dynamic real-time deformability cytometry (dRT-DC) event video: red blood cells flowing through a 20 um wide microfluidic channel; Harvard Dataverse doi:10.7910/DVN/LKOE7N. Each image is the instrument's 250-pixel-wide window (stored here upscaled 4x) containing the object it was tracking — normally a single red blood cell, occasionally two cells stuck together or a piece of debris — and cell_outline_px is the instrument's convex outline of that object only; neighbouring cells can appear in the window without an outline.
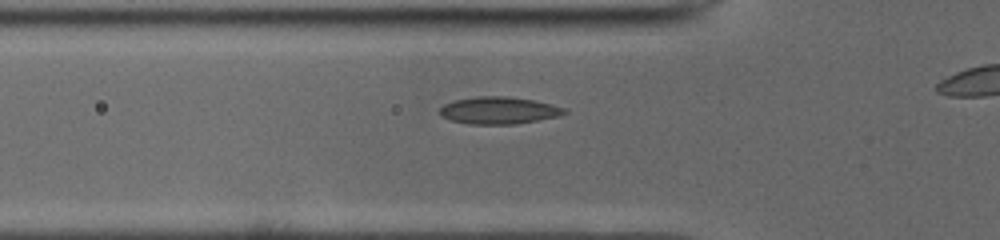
{"species": "common noctule bat (a hibernating species)", "species_latin": "Nyctalus noctula", "temperature_condition": "cold", "stored_images_in_passage": 13, "camera_frame_rate_fps": 3000, "um_per_image_px": 0.085, "animal": {"sex": "male", "body_mass_g": 19.0, "forearm_length_mm": 50.8}, "frame": {"image": 1, "passage_image": 8, "time_ms": 2.333, "image_size_px": [1000, 240], "cell_outline_px": [[568, 112], [560, 116], [512, 124], [472, 124], [452, 120], [444, 116], [440, 112], [440, 108], [444, 104], [456, 100], [476, 96], [508, 96], [532, 100], [552, 104], [564, 108]], "centroid_in_image_um": [42.43, 9.37], "position_along_channel_um": 83.4, "area_um2": 19.42}}
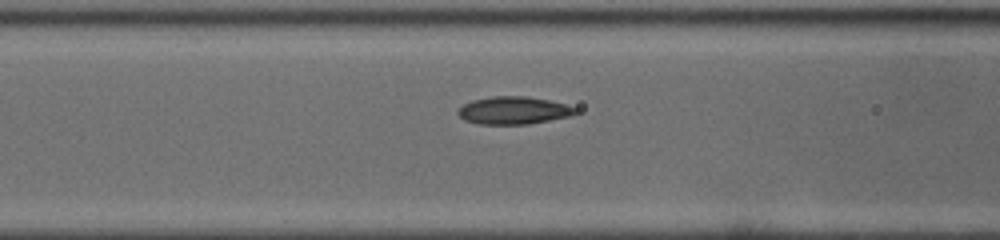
{"frame": {"image": 2, "passage_image": 11, "time_ms": 3.333, "image_size_px": [1000, 240], "cell_outline_px": [[580, 112], [568, 116], [528, 124], [480, 124], [464, 120], [456, 112], [464, 104], [472, 100], [492, 96], [524, 96], [548, 100], [564, 104], [576, 108]], "centroid_in_image_um": [43.63, 9.38], "position_along_channel_um": 123.0, "area_um2": 18.73}}